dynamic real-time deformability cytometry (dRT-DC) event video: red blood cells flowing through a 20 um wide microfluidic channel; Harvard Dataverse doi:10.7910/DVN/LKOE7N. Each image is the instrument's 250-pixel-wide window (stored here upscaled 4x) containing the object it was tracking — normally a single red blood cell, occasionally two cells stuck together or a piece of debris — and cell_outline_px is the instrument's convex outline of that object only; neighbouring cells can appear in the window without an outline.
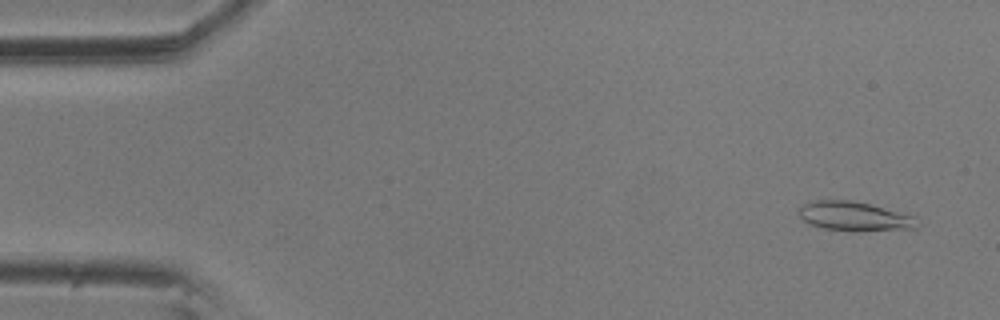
{"species": "common noctule bat (a hibernating species)", "species_latin": "Nyctalus noctula", "temperature_condition": "room temperature", "stored_images_in_passage": 5, "camera_frame_rate_fps": 3000, "um_per_image_px": 0.085, "animal": {"sex": "male", "body_mass_g": 20.5, "forearm_length_mm": 52.5}, "frame": {"image": 1, "passage_image": 1, "time_ms": 0.0, "image_size_px": [1000, 320], "cell_outline_px": [[920, 224], [916, 228], [856, 232], [852, 232], [824, 228], [808, 224], [800, 216], [800, 208], [804, 204], [816, 200], [852, 200], [916, 216]], "centroid_in_image_um": [72.67, 18.41], "position_along_channel_um": 12.3, "area_um2": 20.29}}
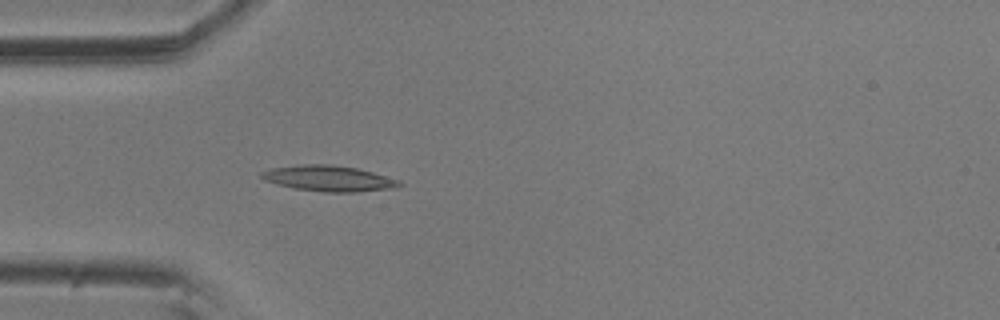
{"frame": {"image": 2, "passage_image": 5, "time_ms": 1.333, "image_size_px": [1000, 320], "cell_outline_px": [[404, 184], [392, 188], [356, 192], [324, 192], [292, 188], [276, 184], [264, 180], [260, 176], [260, 172], [272, 168], [304, 164], [332, 164], [356, 168], [372, 172], [400, 180]], "centroid_in_image_um": [27.92, 15.17], "position_along_channel_um": 57.1, "area_um2": 20.69}}